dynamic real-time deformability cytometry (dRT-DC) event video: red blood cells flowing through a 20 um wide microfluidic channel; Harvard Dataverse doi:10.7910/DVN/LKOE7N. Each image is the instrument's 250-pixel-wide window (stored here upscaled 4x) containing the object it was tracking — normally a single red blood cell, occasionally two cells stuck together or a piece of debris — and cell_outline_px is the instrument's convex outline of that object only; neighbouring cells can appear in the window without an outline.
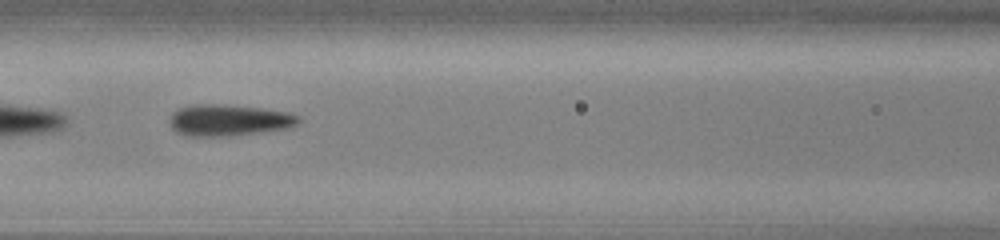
{"species": "common noctule bat (a hibernating species)", "species_latin": "Nyctalus noctula", "temperature_condition": "cold", "stored_images_in_passage": 42, "camera_frame_rate_fps": 3000, "um_per_image_px": 0.085, "animal": {"sex": "male", "body_mass_g": 13.0, "forearm_length_mm": 53.1}, "frame": {"image": 1, "passage_image": 13, "time_ms": 4.0, "image_size_px": [1000, 240], "cell_outline_px": [[300, 120], [296, 124], [288, 128], [256, 132], [220, 136], [188, 136], [172, 128], [168, 120], [172, 112], [176, 108], [188, 104], [216, 104], [260, 108], [288, 112], [300, 116]], "centroid_in_image_um": [19.38, 10.19], "position_along_channel_um": 147.2, "area_um2": 23.41}}
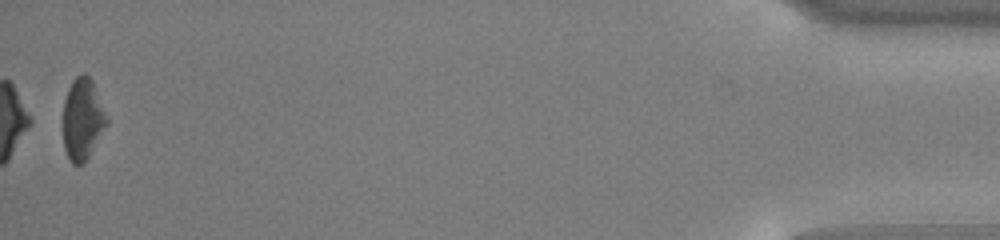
{"frame": {"image": 2, "passage_image": 42, "time_ms": 13.667, "image_size_px": [1000, 240], "cell_outline_px": [[108, 124], [84, 164], [72, 164], [68, 160], [64, 148], [64, 100], [68, 88], [72, 80], [76, 76], [84, 72], [92, 80], [108, 120]], "centroid_in_image_um": [7.01, 10.14], "position_along_channel_um": 428.2, "area_um2": 20.69}, "authors_computed_cell_mechanics": {"area_um2": 22.3686, "velocity_mm_per_s": 3.8174, "shape_relaxation_time_tau1_ms": 3.8494, "shape_relaxation_time_tau2_ms": 4.438, "deformation_change_tau1": 0.1206, "deformation_change_tau2": 0.0926}}